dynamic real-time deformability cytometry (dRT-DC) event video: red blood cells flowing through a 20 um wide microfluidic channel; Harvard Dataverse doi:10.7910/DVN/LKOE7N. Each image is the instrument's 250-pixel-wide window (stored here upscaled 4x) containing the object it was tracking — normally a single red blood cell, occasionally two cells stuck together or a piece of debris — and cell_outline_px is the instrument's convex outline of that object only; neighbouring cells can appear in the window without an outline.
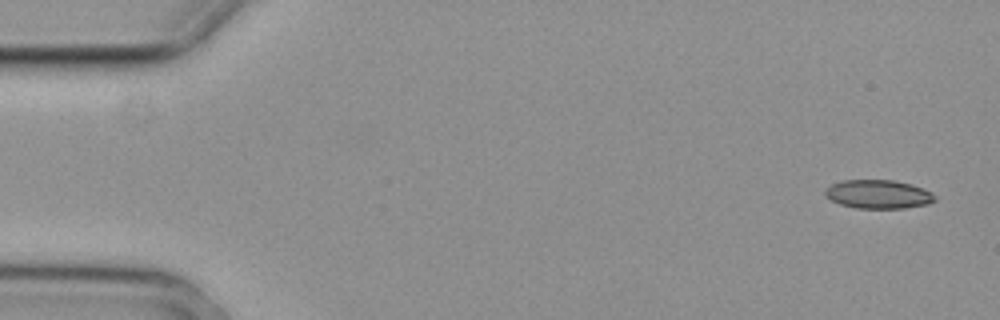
{"species": "common noctule bat (a hibernating species)", "species_latin": "Nyctalus noctula", "temperature_condition": "cold", "stored_images_in_passage": 4, "camera_frame_rate_fps": 3000, "um_per_image_px": 0.085, "animal": {"sex": "female", "body_mass_g": 29.2, "forearm_length_mm": 56.3}, "frame": {"image": 1, "passage_image": 1, "time_ms": 0.0, "image_size_px": [1000, 320], "cell_outline_px": [[936, 200], [928, 204], [904, 208], [856, 208], [840, 204], [832, 200], [824, 192], [832, 184], [844, 180], [892, 180], [908, 184], [932, 192], [936, 196]], "centroid_in_image_um": [74.68, 16.52], "position_along_channel_um": 10.3, "area_um2": 18.03}}